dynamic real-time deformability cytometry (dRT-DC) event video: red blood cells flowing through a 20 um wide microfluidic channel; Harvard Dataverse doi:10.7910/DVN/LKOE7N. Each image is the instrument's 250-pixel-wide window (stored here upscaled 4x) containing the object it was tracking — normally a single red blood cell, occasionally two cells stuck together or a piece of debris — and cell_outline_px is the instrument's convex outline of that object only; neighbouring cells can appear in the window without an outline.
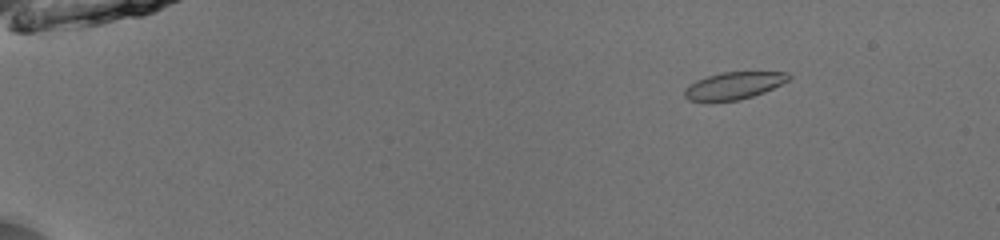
{"species": "common noctule bat (a hibernating species)", "species_latin": "Nyctalus noctula", "temperature_condition": "room temperature", "stored_images_in_passage": 54, "camera_frame_rate_fps": 3000, "um_per_image_px": 0.085, "animal": {"sex": "male", "body_mass_g": 13.0, "forearm_length_mm": 53.1}, "frame": {"image": 1, "passage_image": 9, "time_ms": 2.667, "image_size_px": [1000, 240], "cell_outline_px": [[792, 76], [788, 80], [764, 92], [740, 100], [688, 100], [684, 96], [684, 88], [696, 80], [708, 76], [724, 72], [788, 72]], "centroid_in_image_um": [62.38, 7.26], "position_along_channel_um": 22.6, "area_um2": 16.18}}
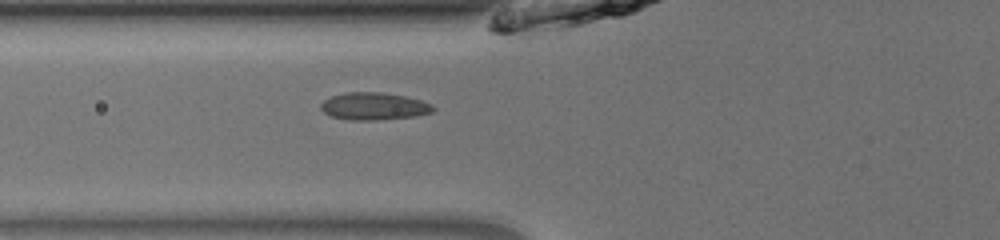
{"frame": {"image": 2, "passage_image": 23, "time_ms": 7.333, "image_size_px": [1000, 240], "cell_outline_px": [[436, 108], [432, 112], [416, 116], [372, 120], [352, 120], [332, 116], [324, 112], [320, 108], [320, 104], [324, 100], [332, 96], [344, 92], [380, 92], [404, 96], [420, 100], [432, 104]], "centroid_in_image_um": [31.78, 9.02], "position_along_channel_um": 94.0, "area_um2": 17.8}}
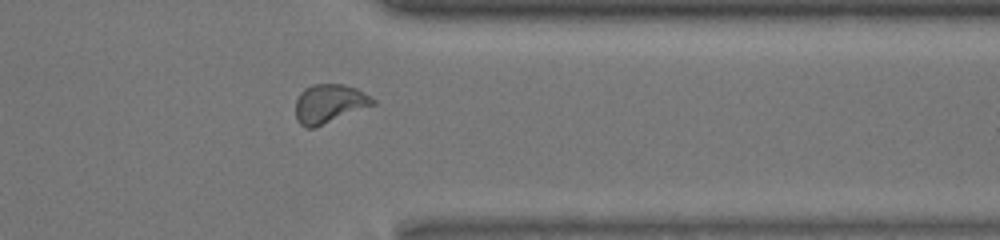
{"frame": {"image": 3, "passage_image": 45, "time_ms": 14.667, "image_size_px": [1000, 240], "cell_outline_px": [[376, 104], [312, 128], [304, 128], [296, 120], [296, 100], [300, 92], [304, 88], [312, 84], [344, 84], [356, 88], [376, 100]], "centroid_in_image_um": [27.97, 8.8], "position_along_channel_um": 383.4, "area_um2": 17.4}, "authors_computed_cell_mechanics": {"area_um2": 16.8776, "velocity_mm_per_s": 3.9624, "shape_relaxation_time_tau1_ms": 5.4192, "shape_relaxation_time_tau2_ms": 0.5294, "deformation_change_tau1": 0.142, "deformation_change_tau2": 0.0479}}